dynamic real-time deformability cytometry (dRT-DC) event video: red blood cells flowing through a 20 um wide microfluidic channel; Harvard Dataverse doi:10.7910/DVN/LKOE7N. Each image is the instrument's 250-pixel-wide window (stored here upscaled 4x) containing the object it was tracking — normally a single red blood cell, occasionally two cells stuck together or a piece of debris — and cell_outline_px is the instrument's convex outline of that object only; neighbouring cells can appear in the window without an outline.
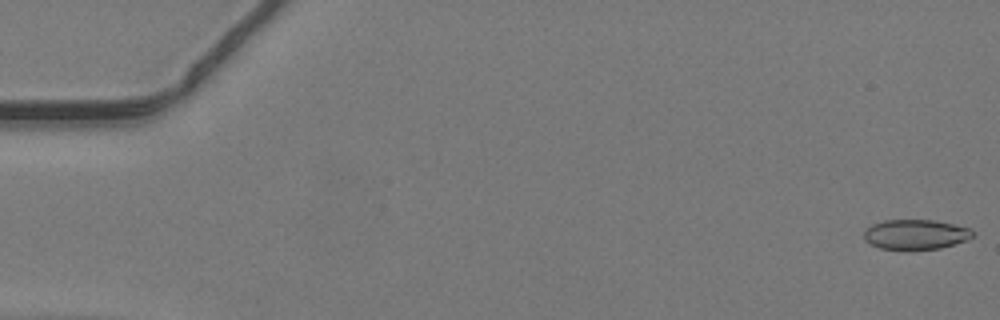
{"species": "common noctule bat (a hibernating species)", "species_latin": "Nyctalus noctula", "temperature_condition": "warm", "stored_images_in_passage": 24, "camera_frame_rate_fps": 3000, "um_per_image_px": 0.085, "animal": {"sex": "male", "body_mass_g": 19.2, "forearm_length_mm": 51.8}, "frame": {"image": 1, "passage_image": 1, "time_ms": 0.0, "image_size_px": [1000, 320], "cell_outline_px": [[972, 236], [968, 240], [940, 248], [880, 248], [864, 240], [864, 232], [872, 224], [884, 220], [936, 220], [972, 228]], "centroid_in_image_um": [77.85, 19.9], "position_along_channel_um": 7.1, "area_um2": 18.61}}
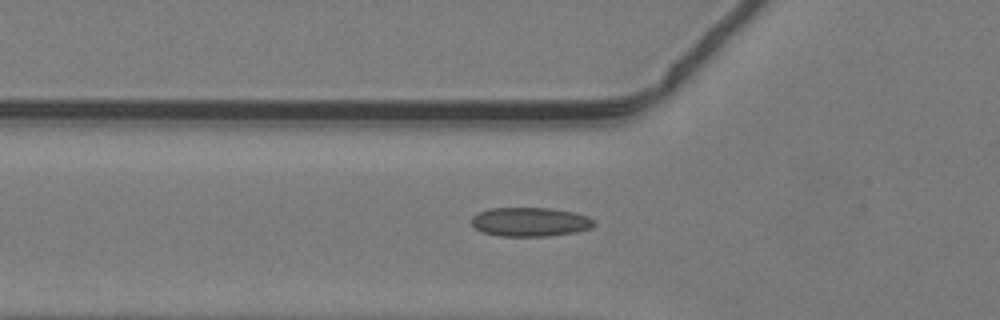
{"frame": {"image": 2, "passage_image": 17, "time_ms": 5.333, "image_size_px": [1000, 320], "cell_outline_px": [[596, 224], [592, 228], [576, 232], [548, 236], [500, 236], [484, 232], [476, 228], [472, 224], [472, 216], [480, 212], [492, 208], [548, 208], [576, 212], [588, 216], [596, 220]], "centroid_in_image_um": [45.13, 18.86], "position_along_channel_um": 80.7, "area_um2": 20.81}}
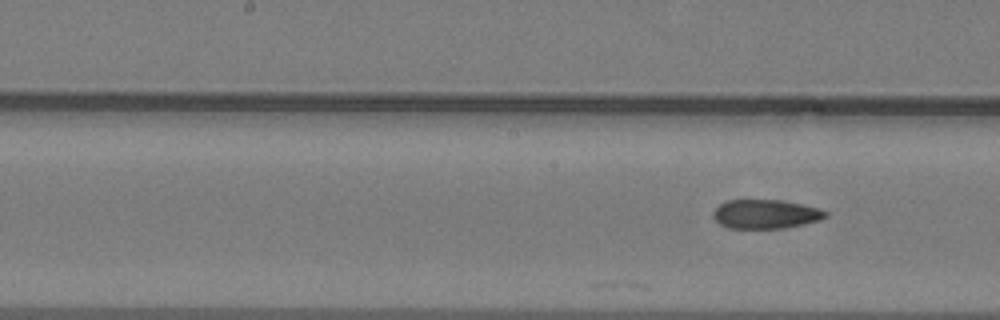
{"frame": {"image": 3, "passage_image": 24, "time_ms": 7.667, "image_size_px": [1000, 320], "cell_outline_px": [[828, 216], [820, 220], [780, 228], [728, 228], [720, 224], [712, 216], [712, 212], [720, 204], [728, 200], [780, 200], [820, 208], [828, 212]], "centroid_in_image_um": [65.06, 18.19], "position_along_channel_um": 183.1, "area_um2": 18.84}}